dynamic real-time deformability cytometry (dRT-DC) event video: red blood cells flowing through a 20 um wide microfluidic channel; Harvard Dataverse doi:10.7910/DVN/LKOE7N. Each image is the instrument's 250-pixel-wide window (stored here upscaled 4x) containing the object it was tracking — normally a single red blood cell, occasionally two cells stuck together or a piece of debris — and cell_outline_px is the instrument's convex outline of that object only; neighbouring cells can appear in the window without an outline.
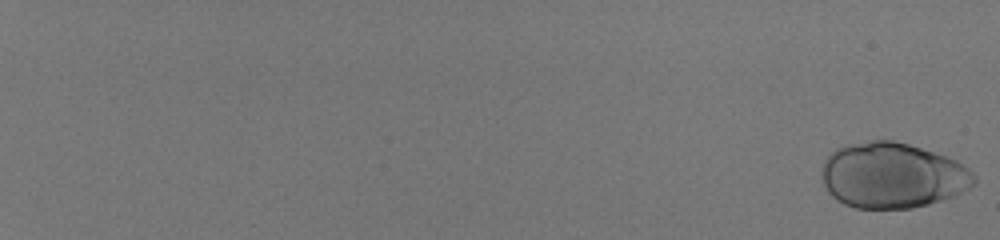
{"species": "human", "species_latin": "Homo sapiens", "temperature_condition": "room temperature", "stored_images_in_passage": 57, "camera_frame_rate_fps": 3000, "um_per_image_px": 0.085, "donor": {"sex": "male"}, "frame": {"image": 1, "passage_image": 1, "time_ms": 0.0, "image_size_px": [1000, 240], "cell_outline_px": [[976, 180], [968, 188], [952, 196], [928, 204], [912, 208], [856, 208], [844, 204], [836, 200], [828, 192], [824, 184], [820, 172], [828, 156], [836, 148], [868, 140], [892, 140], [908, 144], [956, 160], [968, 168], [976, 176]], "centroid_in_image_um": [75.83, 14.91], "position_along_channel_um": 9.2, "area_um2": 57.8}}
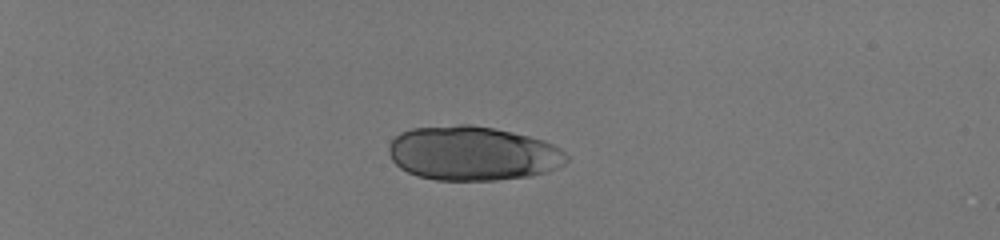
{"frame": {"image": 2, "passage_image": 19, "time_ms": 6.0, "image_size_px": [1000, 240], "cell_outline_px": [[568, 160], [564, 164], [556, 168], [532, 176], [496, 180], [436, 180], [416, 176], [400, 168], [392, 160], [388, 152], [388, 148], [392, 140], [400, 132], [412, 128], [456, 124], [472, 124], [492, 128], [528, 136], [544, 140], [560, 148], [568, 156]], "centroid_in_image_um": [40.16, 13.04], "position_along_channel_um": 44.8, "area_um2": 56.41}}
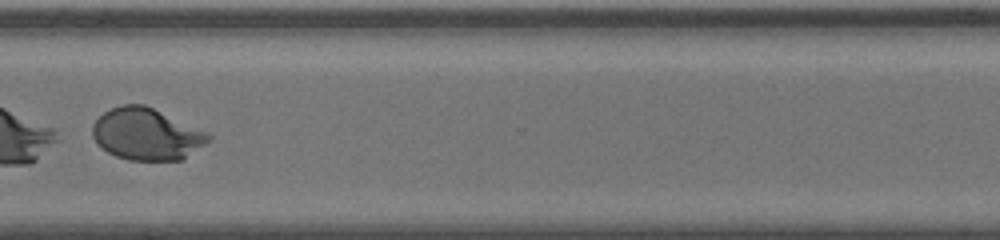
{"frame": {"image": 3, "passage_image": 49, "time_ms": 16.0, "image_size_px": [1000, 240], "cell_outline_px": [[212, 140], [180, 160], [128, 160], [116, 156], [108, 152], [96, 144], [92, 136], [92, 124], [104, 112], [112, 108], [124, 104], [144, 104], [208, 132], [212, 136]], "centroid_in_image_um": [12.45, 11.4], "position_along_channel_um": 358.2, "area_um2": 35.03}}